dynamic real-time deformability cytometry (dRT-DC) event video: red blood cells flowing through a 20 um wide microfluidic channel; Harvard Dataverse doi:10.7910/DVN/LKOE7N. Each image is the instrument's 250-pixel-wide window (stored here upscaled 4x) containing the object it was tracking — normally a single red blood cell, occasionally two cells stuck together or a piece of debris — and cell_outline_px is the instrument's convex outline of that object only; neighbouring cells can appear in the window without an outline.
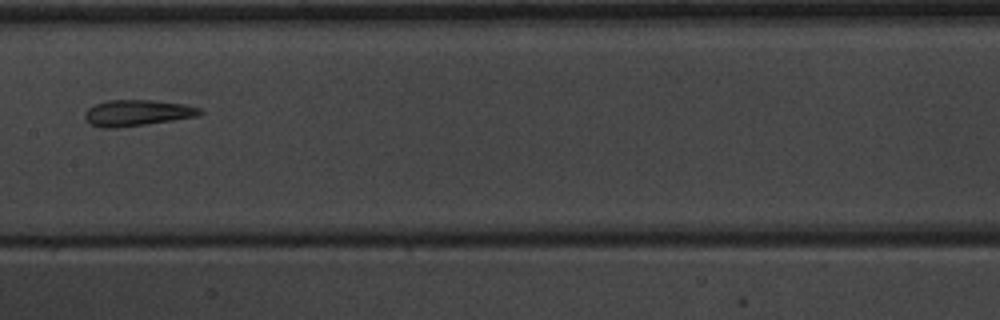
{"species": "common noctule bat (a hibernating species)", "species_latin": "Nyctalus noctula", "temperature_condition": "warm", "stored_images_in_passage": 7, "camera_frame_rate_fps": 3000, "um_per_image_px": 0.085, "animal": {"sex": "male", "body_mass_g": 20.1, "forearm_length_mm": 53.5}, "frame": {"image": 1, "passage_image": 6, "time_ms": 7.0, "image_size_px": [1000, 320], "cell_outline_px": [[204, 112], [200, 116], [148, 124], [116, 128], [100, 128], [88, 124], [84, 116], [84, 112], [88, 108], [96, 104], [108, 100], [152, 100], [184, 104], [200, 108]], "centroid_in_image_um": [11.65, 9.61], "position_along_channel_um": 195.7, "area_um2": 17.74}}
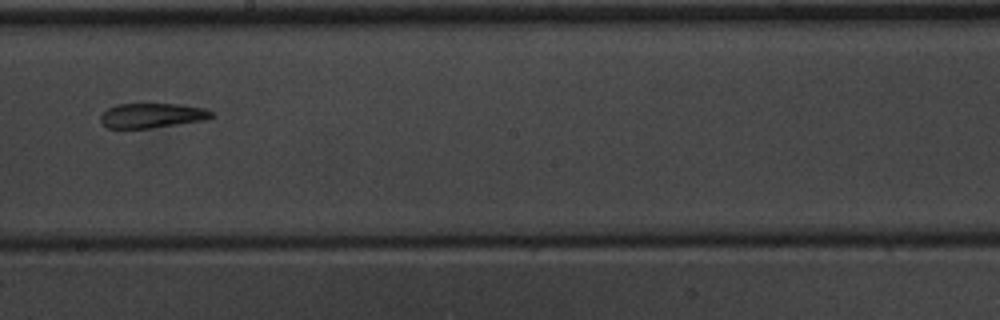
{"frame": {"image": 2, "passage_image": 7, "time_ms": 8.0, "image_size_px": [1000, 320], "cell_outline_px": [[216, 116], [204, 120], [148, 128], [108, 128], [100, 120], [100, 116], [108, 108], [116, 104], [180, 104], [204, 108], [216, 112]], "centroid_in_image_um": [12.97, 9.81], "position_along_channel_um": 235.2, "area_um2": 15.95}}